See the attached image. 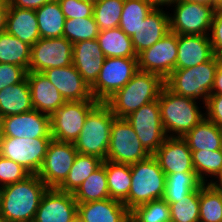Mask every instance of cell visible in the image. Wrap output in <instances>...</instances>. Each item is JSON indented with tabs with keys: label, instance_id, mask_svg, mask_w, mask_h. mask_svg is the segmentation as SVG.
<instances>
[{
	"label": "cell",
	"instance_id": "cell-5",
	"mask_svg": "<svg viewBox=\"0 0 222 222\" xmlns=\"http://www.w3.org/2000/svg\"><path fill=\"white\" fill-rule=\"evenodd\" d=\"M132 183L127 199L123 202L131 211L136 206L162 199L166 186V175L153 155L131 164Z\"/></svg>",
	"mask_w": 222,
	"mask_h": 222
},
{
	"label": "cell",
	"instance_id": "cell-11",
	"mask_svg": "<svg viewBox=\"0 0 222 222\" xmlns=\"http://www.w3.org/2000/svg\"><path fill=\"white\" fill-rule=\"evenodd\" d=\"M169 15L170 31L178 35H209L215 9L212 6L180 0Z\"/></svg>",
	"mask_w": 222,
	"mask_h": 222
},
{
	"label": "cell",
	"instance_id": "cell-43",
	"mask_svg": "<svg viewBox=\"0 0 222 222\" xmlns=\"http://www.w3.org/2000/svg\"><path fill=\"white\" fill-rule=\"evenodd\" d=\"M66 19L92 17L94 3L87 0H58Z\"/></svg>",
	"mask_w": 222,
	"mask_h": 222
},
{
	"label": "cell",
	"instance_id": "cell-53",
	"mask_svg": "<svg viewBox=\"0 0 222 222\" xmlns=\"http://www.w3.org/2000/svg\"><path fill=\"white\" fill-rule=\"evenodd\" d=\"M71 222H84V220L77 212L76 215L72 218Z\"/></svg>",
	"mask_w": 222,
	"mask_h": 222
},
{
	"label": "cell",
	"instance_id": "cell-36",
	"mask_svg": "<svg viewBox=\"0 0 222 222\" xmlns=\"http://www.w3.org/2000/svg\"><path fill=\"white\" fill-rule=\"evenodd\" d=\"M153 9L148 0H124L118 27L131 37Z\"/></svg>",
	"mask_w": 222,
	"mask_h": 222
},
{
	"label": "cell",
	"instance_id": "cell-46",
	"mask_svg": "<svg viewBox=\"0 0 222 222\" xmlns=\"http://www.w3.org/2000/svg\"><path fill=\"white\" fill-rule=\"evenodd\" d=\"M204 107L206 117L222 128V94L209 95Z\"/></svg>",
	"mask_w": 222,
	"mask_h": 222
},
{
	"label": "cell",
	"instance_id": "cell-59",
	"mask_svg": "<svg viewBox=\"0 0 222 222\" xmlns=\"http://www.w3.org/2000/svg\"><path fill=\"white\" fill-rule=\"evenodd\" d=\"M220 64L222 65V55L219 56Z\"/></svg>",
	"mask_w": 222,
	"mask_h": 222
},
{
	"label": "cell",
	"instance_id": "cell-8",
	"mask_svg": "<svg viewBox=\"0 0 222 222\" xmlns=\"http://www.w3.org/2000/svg\"><path fill=\"white\" fill-rule=\"evenodd\" d=\"M138 71L137 58H105L95 83L90 87L93 98L105 102L124 87Z\"/></svg>",
	"mask_w": 222,
	"mask_h": 222
},
{
	"label": "cell",
	"instance_id": "cell-34",
	"mask_svg": "<svg viewBox=\"0 0 222 222\" xmlns=\"http://www.w3.org/2000/svg\"><path fill=\"white\" fill-rule=\"evenodd\" d=\"M199 221L222 222V191L211 183L199 186Z\"/></svg>",
	"mask_w": 222,
	"mask_h": 222
},
{
	"label": "cell",
	"instance_id": "cell-4",
	"mask_svg": "<svg viewBox=\"0 0 222 222\" xmlns=\"http://www.w3.org/2000/svg\"><path fill=\"white\" fill-rule=\"evenodd\" d=\"M219 64V57L214 55L209 61L195 67L175 69L165 79V86L176 95L195 100L201 98L205 105L211 94Z\"/></svg>",
	"mask_w": 222,
	"mask_h": 222
},
{
	"label": "cell",
	"instance_id": "cell-26",
	"mask_svg": "<svg viewBox=\"0 0 222 222\" xmlns=\"http://www.w3.org/2000/svg\"><path fill=\"white\" fill-rule=\"evenodd\" d=\"M191 151H216L222 149V128L207 117L202 119L184 137Z\"/></svg>",
	"mask_w": 222,
	"mask_h": 222
},
{
	"label": "cell",
	"instance_id": "cell-18",
	"mask_svg": "<svg viewBox=\"0 0 222 222\" xmlns=\"http://www.w3.org/2000/svg\"><path fill=\"white\" fill-rule=\"evenodd\" d=\"M165 175L175 173H195L192 152L188 143L180 137H167L152 154Z\"/></svg>",
	"mask_w": 222,
	"mask_h": 222
},
{
	"label": "cell",
	"instance_id": "cell-15",
	"mask_svg": "<svg viewBox=\"0 0 222 222\" xmlns=\"http://www.w3.org/2000/svg\"><path fill=\"white\" fill-rule=\"evenodd\" d=\"M73 44L65 37L40 38L31 47L29 71L44 72L50 68L72 65Z\"/></svg>",
	"mask_w": 222,
	"mask_h": 222
},
{
	"label": "cell",
	"instance_id": "cell-56",
	"mask_svg": "<svg viewBox=\"0 0 222 222\" xmlns=\"http://www.w3.org/2000/svg\"><path fill=\"white\" fill-rule=\"evenodd\" d=\"M2 192H3V187L0 185V209H1V201H2Z\"/></svg>",
	"mask_w": 222,
	"mask_h": 222
},
{
	"label": "cell",
	"instance_id": "cell-3",
	"mask_svg": "<svg viewBox=\"0 0 222 222\" xmlns=\"http://www.w3.org/2000/svg\"><path fill=\"white\" fill-rule=\"evenodd\" d=\"M158 103L162 126L167 137H184L206 117V113L201 112L195 99L176 95L166 86L161 90Z\"/></svg>",
	"mask_w": 222,
	"mask_h": 222
},
{
	"label": "cell",
	"instance_id": "cell-20",
	"mask_svg": "<svg viewBox=\"0 0 222 222\" xmlns=\"http://www.w3.org/2000/svg\"><path fill=\"white\" fill-rule=\"evenodd\" d=\"M105 58L97 39L73 44L72 64L90 87L95 83Z\"/></svg>",
	"mask_w": 222,
	"mask_h": 222
},
{
	"label": "cell",
	"instance_id": "cell-30",
	"mask_svg": "<svg viewBox=\"0 0 222 222\" xmlns=\"http://www.w3.org/2000/svg\"><path fill=\"white\" fill-rule=\"evenodd\" d=\"M104 167L110 198L123 203L129 195L132 183L130 165L104 160Z\"/></svg>",
	"mask_w": 222,
	"mask_h": 222
},
{
	"label": "cell",
	"instance_id": "cell-50",
	"mask_svg": "<svg viewBox=\"0 0 222 222\" xmlns=\"http://www.w3.org/2000/svg\"><path fill=\"white\" fill-rule=\"evenodd\" d=\"M180 0H148V2L150 3V5L154 8V9H160L159 7H163V6H171L175 3H177Z\"/></svg>",
	"mask_w": 222,
	"mask_h": 222
},
{
	"label": "cell",
	"instance_id": "cell-42",
	"mask_svg": "<svg viewBox=\"0 0 222 222\" xmlns=\"http://www.w3.org/2000/svg\"><path fill=\"white\" fill-rule=\"evenodd\" d=\"M31 173L22 165L0 155V185L2 187L23 181Z\"/></svg>",
	"mask_w": 222,
	"mask_h": 222
},
{
	"label": "cell",
	"instance_id": "cell-41",
	"mask_svg": "<svg viewBox=\"0 0 222 222\" xmlns=\"http://www.w3.org/2000/svg\"><path fill=\"white\" fill-rule=\"evenodd\" d=\"M171 222H199V187L170 204Z\"/></svg>",
	"mask_w": 222,
	"mask_h": 222
},
{
	"label": "cell",
	"instance_id": "cell-19",
	"mask_svg": "<svg viewBox=\"0 0 222 222\" xmlns=\"http://www.w3.org/2000/svg\"><path fill=\"white\" fill-rule=\"evenodd\" d=\"M43 74L57 88L66 102L95 100L90 86L74 65L46 69Z\"/></svg>",
	"mask_w": 222,
	"mask_h": 222
},
{
	"label": "cell",
	"instance_id": "cell-31",
	"mask_svg": "<svg viewBox=\"0 0 222 222\" xmlns=\"http://www.w3.org/2000/svg\"><path fill=\"white\" fill-rule=\"evenodd\" d=\"M77 204L110 198L104 161L73 193Z\"/></svg>",
	"mask_w": 222,
	"mask_h": 222
},
{
	"label": "cell",
	"instance_id": "cell-14",
	"mask_svg": "<svg viewBox=\"0 0 222 222\" xmlns=\"http://www.w3.org/2000/svg\"><path fill=\"white\" fill-rule=\"evenodd\" d=\"M133 127L143 147L152 155L165 141L158 99L143 105L125 118Z\"/></svg>",
	"mask_w": 222,
	"mask_h": 222
},
{
	"label": "cell",
	"instance_id": "cell-61",
	"mask_svg": "<svg viewBox=\"0 0 222 222\" xmlns=\"http://www.w3.org/2000/svg\"><path fill=\"white\" fill-rule=\"evenodd\" d=\"M87 1H90V2H93V3H95L97 0H87Z\"/></svg>",
	"mask_w": 222,
	"mask_h": 222
},
{
	"label": "cell",
	"instance_id": "cell-17",
	"mask_svg": "<svg viewBox=\"0 0 222 222\" xmlns=\"http://www.w3.org/2000/svg\"><path fill=\"white\" fill-rule=\"evenodd\" d=\"M77 213L73 193L49 188L43 195L33 222H71Z\"/></svg>",
	"mask_w": 222,
	"mask_h": 222
},
{
	"label": "cell",
	"instance_id": "cell-44",
	"mask_svg": "<svg viewBox=\"0 0 222 222\" xmlns=\"http://www.w3.org/2000/svg\"><path fill=\"white\" fill-rule=\"evenodd\" d=\"M27 71L18 65L0 63V91L7 86L22 82Z\"/></svg>",
	"mask_w": 222,
	"mask_h": 222
},
{
	"label": "cell",
	"instance_id": "cell-40",
	"mask_svg": "<svg viewBox=\"0 0 222 222\" xmlns=\"http://www.w3.org/2000/svg\"><path fill=\"white\" fill-rule=\"evenodd\" d=\"M99 32L94 16L79 19H66L63 37L74 44L80 41L95 40Z\"/></svg>",
	"mask_w": 222,
	"mask_h": 222
},
{
	"label": "cell",
	"instance_id": "cell-33",
	"mask_svg": "<svg viewBox=\"0 0 222 222\" xmlns=\"http://www.w3.org/2000/svg\"><path fill=\"white\" fill-rule=\"evenodd\" d=\"M30 59V45L7 32L0 34V63L18 65L29 72Z\"/></svg>",
	"mask_w": 222,
	"mask_h": 222
},
{
	"label": "cell",
	"instance_id": "cell-37",
	"mask_svg": "<svg viewBox=\"0 0 222 222\" xmlns=\"http://www.w3.org/2000/svg\"><path fill=\"white\" fill-rule=\"evenodd\" d=\"M192 164L199 180L205 184L207 177H216L222 171V149L216 151H191ZM205 175V176H204ZM206 178V179H205Z\"/></svg>",
	"mask_w": 222,
	"mask_h": 222
},
{
	"label": "cell",
	"instance_id": "cell-13",
	"mask_svg": "<svg viewBox=\"0 0 222 222\" xmlns=\"http://www.w3.org/2000/svg\"><path fill=\"white\" fill-rule=\"evenodd\" d=\"M77 154L74 143L52 139L38 177L48 188H58L67 178Z\"/></svg>",
	"mask_w": 222,
	"mask_h": 222
},
{
	"label": "cell",
	"instance_id": "cell-51",
	"mask_svg": "<svg viewBox=\"0 0 222 222\" xmlns=\"http://www.w3.org/2000/svg\"><path fill=\"white\" fill-rule=\"evenodd\" d=\"M216 181L210 180V182L216 189L222 191V171L220 172V174L216 177ZM218 182V183H217Z\"/></svg>",
	"mask_w": 222,
	"mask_h": 222
},
{
	"label": "cell",
	"instance_id": "cell-27",
	"mask_svg": "<svg viewBox=\"0 0 222 222\" xmlns=\"http://www.w3.org/2000/svg\"><path fill=\"white\" fill-rule=\"evenodd\" d=\"M33 110L27 77L18 84L7 86L0 91V112L3 117Z\"/></svg>",
	"mask_w": 222,
	"mask_h": 222
},
{
	"label": "cell",
	"instance_id": "cell-12",
	"mask_svg": "<svg viewBox=\"0 0 222 222\" xmlns=\"http://www.w3.org/2000/svg\"><path fill=\"white\" fill-rule=\"evenodd\" d=\"M177 55L178 34L170 31L137 55L138 69L157 74L165 80L176 69Z\"/></svg>",
	"mask_w": 222,
	"mask_h": 222
},
{
	"label": "cell",
	"instance_id": "cell-23",
	"mask_svg": "<svg viewBox=\"0 0 222 222\" xmlns=\"http://www.w3.org/2000/svg\"><path fill=\"white\" fill-rule=\"evenodd\" d=\"M210 35H178L176 69L195 67L209 61L214 52Z\"/></svg>",
	"mask_w": 222,
	"mask_h": 222
},
{
	"label": "cell",
	"instance_id": "cell-2",
	"mask_svg": "<svg viewBox=\"0 0 222 222\" xmlns=\"http://www.w3.org/2000/svg\"><path fill=\"white\" fill-rule=\"evenodd\" d=\"M164 86L165 80L161 76L139 70L105 103L116 118H126L143 105L157 100Z\"/></svg>",
	"mask_w": 222,
	"mask_h": 222
},
{
	"label": "cell",
	"instance_id": "cell-21",
	"mask_svg": "<svg viewBox=\"0 0 222 222\" xmlns=\"http://www.w3.org/2000/svg\"><path fill=\"white\" fill-rule=\"evenodd\" d=\"M26 77L34 110L51 115L66 102L43 72L29 71Z\"/></svg>",
	"mask_w": 222,
	"mask_h": 222
},
{
	"label": "cell",
	"instance_id": "cell-24",
	"mask_svg": "<svg viewBox=\"0 0 222 222\" xmlns=\"http://www.w3.org/2000/svg\"><path fill=\"white\" fill-rule=\"evenodd\" d=\"M84 222H130V211L121 201L107 198L77 204Z\"/></svg>",
	"mask_w": 222,
	"mask_h": 222
},
{
	"label": "cell",
	"instance_id": "cell-45",
	"mask_svg": "<svg viewBox=\"0 0 222 222\" xmlns=\"http://www.w3.org/2000/svg\"><path fill=\"white\" fill-rule=\"evenodd\" d=\"M210 32L209 38L214 55L219 57L222 55V9L215 10Z\"/></svg>",
	"mask_w": 222,
	"mask_h": 222
},
{
	"label": "cell",
	"instance_id": "cell-9",
	"mask_svg": "<svg viewBox=\"0 0 222 222\" xmlns=\"http://www.w3.org/2000/svg\"><path fill=\"white\" fill-rule=\"evenodd\" d=\"M97 100L65 102L50 115V133L54 140L72 142L79 137L89 112Z\"/></svg>",
	"mask_w": 222,
	"mask_h": 222
},
{
	"label": "cell",
	"instance_id": "cell-28",
	"mask_svg": "<svg viewBox=\"0 0 222 222\" xmlns=\"http://www.w3.org/2000/svg\"><path fill=\"white\" fill-rule=\"evenodd\" d=\"M97 40L106 58H137L131 37L119 27L100 31Z\"/></svg>",
	"mask_w": 222,
	"mask_h": 222
},
{
	"label": "cell",
	"instance_id": "cell-1",
	"mask_svg": "<svg viewBox=\"0 0 222 222\" xmlns=\"http://www.w3.org/2000/svg\"><path fill=\"white\" fill-rule=\"evenodd\" d=\"M48 189L37 174L4 186L0 215L7 222L33 221L41 199Z\"/></svg>",
	"mask_w": 222,
	"mask_h": 222
},
{
	"label": "cell",
	"instance_id": "cell-16",
	"mask_svg": "<svg viewBox=\"0 0 222 222\" xmlns=\"http://www.w3.org/2000/svg\"><path fill=\"white\" fill-rule=\"evenodd\" d=\"M1 137L30 139L52 137L50 115L33 109L26 113L3 117Z\"/></svg>",
	"mask_w": 222,
	"mask_h": 222
},
{
	"label": "cell",
	"instance_id": "cell-35",
	"mask_svg": "<svg viewBox=\"0 0 222 222\" xmlns=\"http://www.w3.org/2000/svg\"><path fill=\"white\" fill-rule=\"evenodd\" d=\"M202 182L196 173H175L166 175V186L163 199L170 205L176 203V199L185 198L196 190Z\"/></svg>",
	"mask_w": 222,
	"mask_h": 222
},
{
	"label": "cell",
	"instance_id": "cell-48",
	"mask_svg": "<svg viewBox=\"0 0 222 222\" xmlns=\"http://www.w3.org/2000/svg\"><path fill=\"white\" fill-rule=\"evenodd\" d=\"M222 94V65L219 64L210 95Z\"/></svg>",
	"mask_w": 222,
	"mask_h": 222
},
{
	"label": "cell",
	"instance_id": "cell-60",
	"mask_svg": "<svg viewBox=\"0 0 222 222\" xmlns=\"http://www.w3.org/2000/svg\"><path fill=\"white\" fill-rule=\"evenodd\" d=\"M12 222H33V221H12Z\"/></svg>",
	"mask_w": 222,
	"mask_h": 222
},
{
	"label": "cell",
	"instance_id": "cell-22",
	"mask_svg": "<svg viewBox=\"0 0 222 222\" xmlns=\"http://www.w3.org/2000/svg\"><path fill=\"white\" fill-rule=\"evenodd\" d=\"M162 9H153L131 36L132 46L137 55L170 32L169 14Z\"/></svg>",
	"mask_w": 222,
	"mask_h": 222
},
{
	"label": "cell",
	"instance_id": "cell-52",
	"mask_svg": "<svg viewBox=\"0 0 222 222\" xmlns=\"http://www.w3.org/2000/svg\"><path fill=\"white\" fill-rule=\"evenodd\" d=\"M183 1L195 2V3H198V4L212 6L215 9V0H183Z\"/></svg>",
	"mask_w": 222,
	"mask_h": 222
},
{
	"label": "cell",
	"instance_id": "cell-58",
	"mask_svg": "<svg viewBox=\"0 0 222 222\" xmlns=\"http://www.w3.org/2000/svg\"><path fill=\"white\" fill-rule=\"evenodd\" d=\"M0 222H7V221L0 215Z\"/></svg>",
	"mask_w": 222,
	"mask_h": 222
},
{
	"label": "cell",
	"instance_id": "cell-49",
	"mask_svg": "<svg viewBox=\"0 0 222 222\" xmlns=\"http://www.w3.org/2000/svg\"><path fill=\"white\" fill-rule=\"evenodd\" d=\"M9 4L10 3H0V34L6 32Z\"/></svg>",
	"mask_w": 222,
	"mask_h": 222
},
{
	"label": "cell",
	"instance_id": "cell-25",
	"mask_svg": "<svg viewBox=\"0 0 222 222\" xmlns=\"http://www.w3.org/2000/svg\"><path fill=\"white\" fill-rule=\"evenodd\" d=\"M6 32L32 47L40 39L35 10L9 5Z\"/></svg>",
	"mask_w": 222,
	"mask_h": 222
},
{
	"label": "cell",
	"instance_id": "cell-54",
	"mask_svg": "<svg viewBox=\"0 0 222 222\" xmlns=\"http://www.w3.org/2000/svg\"><path fill=\"white\" fill-rule=\"evenodd\" d=\"M222 9V0H215V10Z\"/></svg>",
	"mask_w": 222,
	"mask_h": 222
},
{
	"label": "cell",
	"instance_id": "cell-10",
	"mask_svg": "<svg viewBox=\"0 0 222 222\" xmlns=\"http://www.w3.org/2000/svg\"><path fill=\"white\" fill-rule=\"evenodd\" d=\"M52 139L0 137V155L22 165L31 174H37Z\"/></svg>",
	"mask_w": 222,
	"mask_h": 222
},
{
	"label": "cell",
	"instance_id": "cell-6",
	"mask_svg": "<svg viewBox=\"0 0 222 222\" xmlns=\"http://www.w3.org/2000/svg\"><path fill=\"white\" fill-rule=\"evenodd\" d=\"M115 115L105 102H99L88 114L79 137L74 141L78 154L106 160L111 125Z\"/></svg>",
	"mask_w": 222,
	"mask_h": 222
},
{
	"label": "cell",
	"instance_id": "cell-38",
	"mask_svg": "<svg viewBox=\"0 0 222 222\" xmlns=\"http://www.w3.org/2000/svg\"><path fill=\"white\" fill-rule=\"evenodd\" d=\"M124 0H97L93 16L99 31L117 28L120 23Z\"/></svg>",
	"mask_w": 222,
	"mask_h": 222
},
{
	"label": "cell",
	"instance_id": "cell-32",
	"mask_svg": "<svg viewBox=\"0 0 222 222\" xmlns=\"http://www.w3.org/2000/svg\"><path fill=\"white\" fill-rule=\"evenodd\" d=\"M102 162V159L94 155L77 154L67 178L57 189L74 193Z\"/></svg>",
	"mask_w": 222,
	"mask_h": 222
},
{
	"label": "cell",
	"instance_id": "cell-55",
	"mask_svg": "<svg viewBox=\"0 0 222 222\" xmlns=\"http://www.w3.org/2000/svg\"><path fill=\"white\" fill-rule=\"evenodd\" d=\"M2 125H3V116H2V114L0 112V137L2 135Z\"/></svg>",
	"mask_w": 222,
	"mask_h": 222
},
{
	"label": "cell",
	"instance_id": "cell-7",
	"mask_svg": "<svg viewBox=\"0 0 222 222\" xmlns=\"http://www.w3.org/2000/svg\"><path fill=\"white\" fill-rule=\"evenodd\" d=\"M151 154L143 147L132 125L125 118H115L111 125L106 160L120 164H134Z\"/></svg>",
	"mask_w": 222,
	"mask_h": 222
},
{
	"label": "cell",
	"instance_id": "cell-39",
	"mask_svg": "<svg viewBox=\"0 0 222 222\" xmlns=\"http://www.w3.org/2000/svg\"><path fill=\"white\" fill-rule=\"evenodd\" d=\"M132 222H171L170 205L162 198L136 206L130 211Z\"/></svg>",
	"mask_w": 222,
	"mask_h": 222
},
{
	"label": "cell",
	"instance_id": "cell-57",
	"mask_svg": "<svg viewBox=\"0 0 222 222\" xmlns=\"http://www.w3.org/2000/svg\"><path fill=\"white\" fill-rule=\"evenodd\" d=\"M0 3H10V0H0Z\"/></svg>",
	"mask_w": 222,
	"mask_h": 222
},
{
	"label": "cell",
	"instance_id": "cell-47",
	"mask_svg": "<svg viewBox=\"0 0 222 222\" xmlns=\"http://www.w3.org/2000/svg\"><path fill=\"white\" fill-rule=\"evenodd\" d=\"M51 1L53 0H10L9 5L12 7L36 10Z\"/></svg>",
	"mask_w": 222,
	"mask_h": 222
},
{
	"label": "cell",
	"instance_id": "cell-29",
	"mask_svg": "<svg viewBox=\"0 0 222 222\" xmlns=\"http://www.w3.org/2000/svg\"><path fill=\"white\" fill-rule=\"evenodd\" d=\"M38 20L40 38H56L63 36L65 15L61 11L58 0H53L35 10Z\"/></svg>",
	"mask_w": 222,
	"mask_h": 222
}]
</instances>
